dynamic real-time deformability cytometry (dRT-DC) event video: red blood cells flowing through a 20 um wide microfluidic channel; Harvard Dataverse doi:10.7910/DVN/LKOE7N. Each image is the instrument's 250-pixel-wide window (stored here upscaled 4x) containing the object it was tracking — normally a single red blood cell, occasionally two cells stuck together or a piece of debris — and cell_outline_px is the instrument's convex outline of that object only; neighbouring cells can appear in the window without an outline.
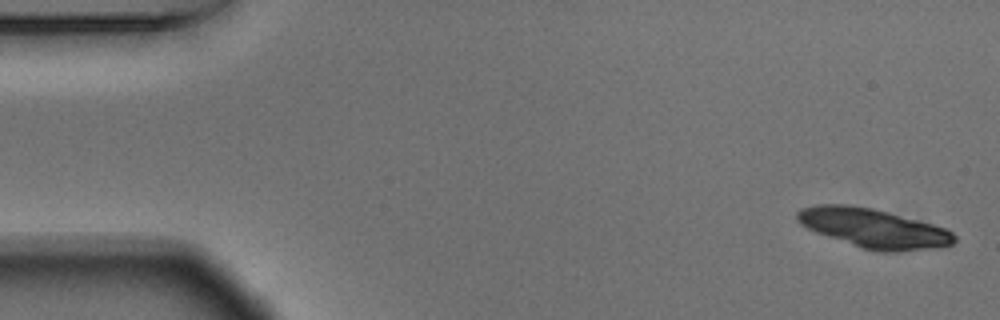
{"species": "Egyptian fruit bat (a non-hibernating species)", "species_latin": "Rousettus aegyptiacus", "temperature_condition": "warm", "stored_images_in_passage": 54, "camera_frame_rate_fps": 3000, "um_per_image_px": 0.085, "animal": {"sex": "male"}, "frame": {"image": 1, "passage_image": 1, "time_ms": 0.0, "image_size_px": [1000, 320], "cell_outline_px": [[956, 240], [952, 244], [932, 248], [900, 252], [876, 252], [860, 248], [816, 232], [800, 224], [796, 220], [796, 212], [800, 208], [816, 204], [848, 204], [872, 208], [932, 224], [944, 228], [952, 232], [956, 236]], "centroid_in_image_um": [74.2, 19.4], "position_along_channel_um": 10.8, "area_um2": 35.95}}
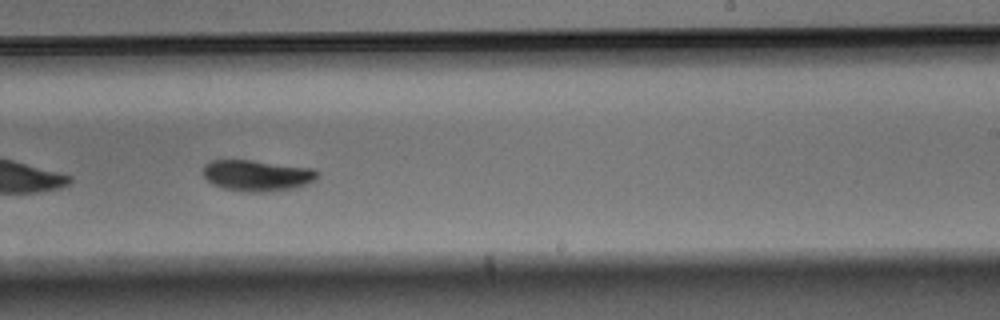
{"frame": {"image": 2, "passage_image": 33, "time_ms": 10.667, "image_size_px": [1000, 320], "cell_outline_px": [[320, 172], [316, 180], [308, 184], [292, 188], [268, 192], [244, 192], [224, 188], [212, 184], [204, 176], [204, 164], [208, 160], [252, 160], [312, 168]], "centroid_in_image_um": [21.86, 14.91], "position_along_channel_um": 267.1, "area_um2": 20.87}}
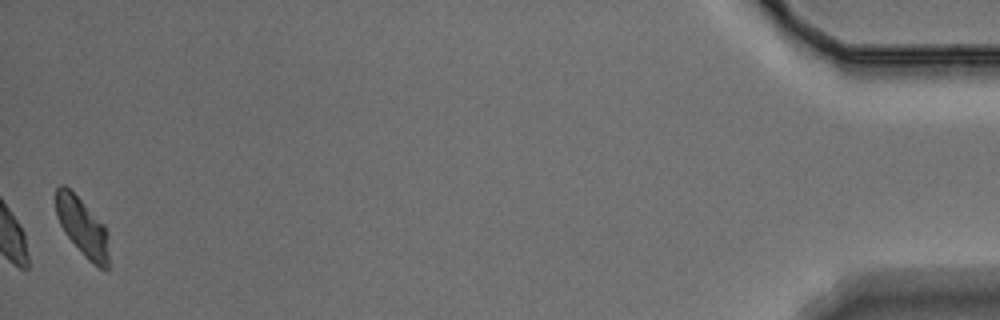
{"frame": {"image": 3, "passage_image": 54, "time_ms": 17.667, "image_size_px": [1000, 320], "cell_outline_px": [[108, 268], [100, 268], [88, 260], [84, 256], [64, 232], [56, 216], [56, 188], [60, 184], [64, 184], [104, 224], [108, 232]], "centroid_in_image_um": [7.0, 19.3], "position_along_channel_um": 428.2, "area_um2": 17.8}, "authors_computed_cell_mechanics": {"area_um2": 22.831, "velocity_mm_per_s": 3.6462, "shape_relaxation_time_tau1_ms": 1.6176, "shape_relaxation_time_tau2_ms": 5.0885, "deformation_change_tau1": 0.0987, "deformation_change_tau2": 0.0779}}